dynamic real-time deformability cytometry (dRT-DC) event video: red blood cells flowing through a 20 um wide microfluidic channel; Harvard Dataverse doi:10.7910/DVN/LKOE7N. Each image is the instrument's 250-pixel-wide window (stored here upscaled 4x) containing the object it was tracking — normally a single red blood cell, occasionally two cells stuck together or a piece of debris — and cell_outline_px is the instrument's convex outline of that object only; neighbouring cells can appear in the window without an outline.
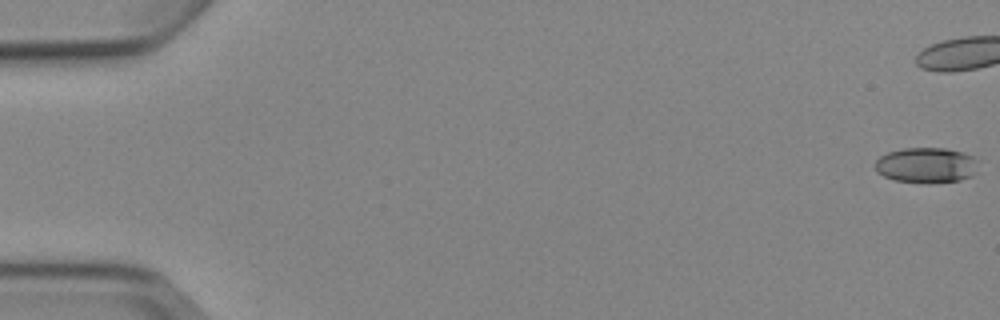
{"species": "Egyptian fruit bat (a non-hibernating species)", "species_latin": "Rousettus aegyptiacus", "temperature_condition": "cold", "stored_images_in_passage": 8, "camera_frame_rate_fps": 3000, "um_per_image_px": 0.085, "animal": {"sex": "female"}, "frame": {"image": 1, "passage_image": 1, "time_ms": 0.0, "image_size_px": [1000, 320], "cell_outline_px": [[980, 160], [972, 176], [960, 180], [928, 184], [896, 180], [884, 176], [876, 172], [876, 160], [880, 156], [888, 152], [904, 148], [944, 148], [964, 152]], "centroid_in_image_um": [78.76, 14.04], "position_along_channel_um": 6.2, "area_um2": 21.5}}
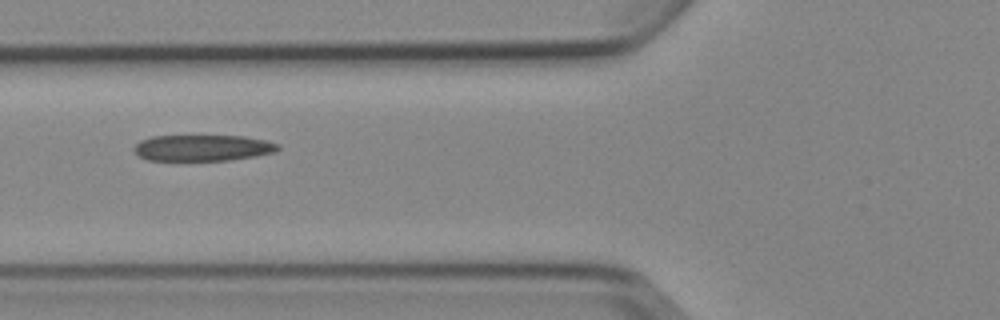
{"frame": {"image": 2, "passage_image": 7, "time_ms": 7.667, "image_size_px": [1000, 320], "cell_outline_px": [[280, 148], [276, 152], [256, 156], [228, 160], [148, 160], [140, 156], [132, 148], [140, 140], [152, 136], [244, 136], [264, 140], [280, 144]], "centroid_in_image_um": [17.25, 12.56], "position_along_channel_um": 108.6, "area_um2": 21.91}}
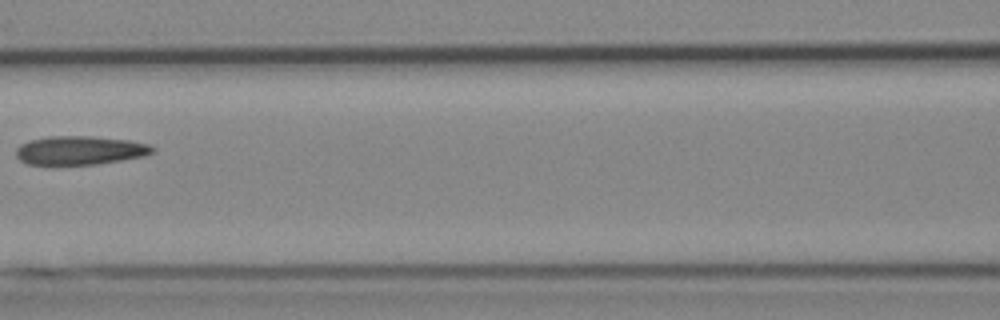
{"frame": {"image": 3, "passage_image": 8, "time_ms": 9.0, "image_size_px": [1000, 320], "cell_outline_px": [[156, 152], [144, 156], [96, 164], [52, 168], [28, 164], [20, 160], [16, 156], [16, 148], [20, 144], [28, 140], [48, 136], [92, 136], [128, 140], [148, 144], [156, 148]], "centroid_in_image_um": [6.72, 12.82], "position_along_channel_um": 159.9, "area_um2": 23.87}}